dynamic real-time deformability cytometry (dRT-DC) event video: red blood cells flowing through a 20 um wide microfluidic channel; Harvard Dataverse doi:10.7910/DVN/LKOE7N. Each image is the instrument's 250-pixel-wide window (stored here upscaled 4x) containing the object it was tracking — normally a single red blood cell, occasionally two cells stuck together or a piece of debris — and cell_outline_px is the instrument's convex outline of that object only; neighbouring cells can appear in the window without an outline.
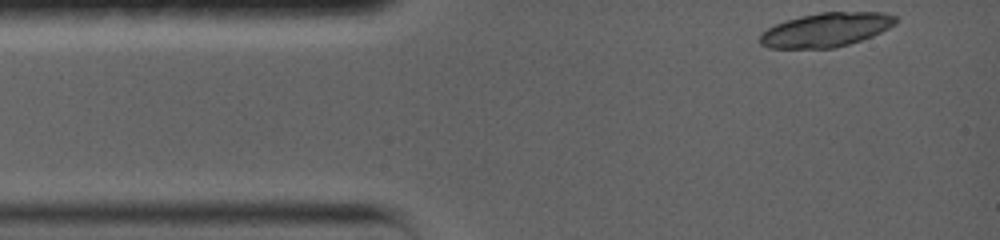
{"species": "common noctule bat (a hibernating species)", "species_latin": "Nyctalus noctula", "temperature_condition": "warm", "stored_images_in_passage": 15, "camera_frame_rate_fps": 5000, "um_per_image_px": 0.085, "animal": {"sex": "female", "body_mass_g": 19.0, "forearm_length_mm": 56.7}, "frame": {"image": 1, "passage_image": 1, "time_ms": 0.0, "image_size_px": [1000, 240], "cell_outline_px": [[896, 24], [872, 36], [848, 44], [832, 48], [768, 48], [760, 44], [760, 32], [776, 24], [800, 16], [820, 12], [884, 12], [896, 16]], "centroid_in_image_um": [70.2, 2.53], "position_along_channel_um": 14.8, "area_um2": 26.82}}